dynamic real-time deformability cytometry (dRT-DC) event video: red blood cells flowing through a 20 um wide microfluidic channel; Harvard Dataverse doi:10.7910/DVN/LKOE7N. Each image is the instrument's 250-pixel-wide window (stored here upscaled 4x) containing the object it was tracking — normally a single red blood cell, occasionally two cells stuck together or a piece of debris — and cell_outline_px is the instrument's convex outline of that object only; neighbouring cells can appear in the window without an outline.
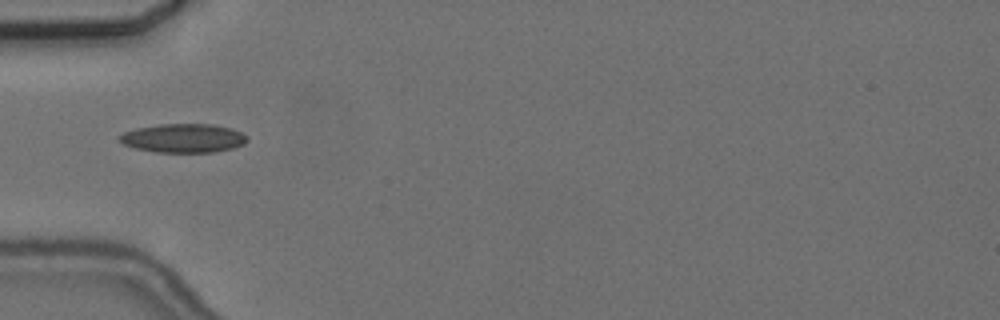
{"species": "common noctule bat (a hibernating species)", "species_latin": "Nyctalus noctula", "temperature_condition": "cold", "stored_images_in_passage": 3, "camera_frame_rate_fps": 3000, "um_per_image_px": 0.085, "animal": {"sex": "female", "body_mass_g": 24.6, "forearm_length_mm": 56.2}, "frame": {"image": 1, "passage_image": 1, "time_ms": 0.0, "image_size_px": [1000, 320], "cell_outline_px": [[248, 140], [244, 144], [232, 148], [212, 152], [156, 152], [136, 148], [124, 144], [116, 136], [124, 132], [136, 128], [160, 124], [212, 124], [232, 128], [248, 136]], "centroid_in_image_um": [15.59, 11.73], "position_along_channel_um": 69.4, "area_um2": 21.44}}
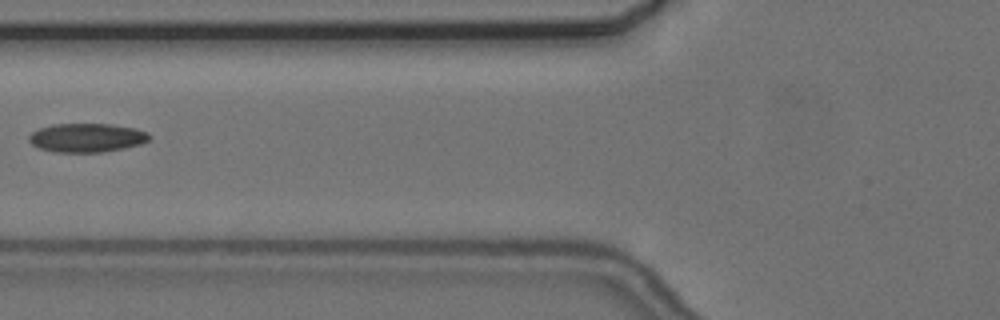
{"frame": {"image": 2, "passage_image": 2, "time_ms": 1.333, "image_size_px": [1000, 320], "cell_outline_px": [[152, 136], [148, 140], [140, 144], [124, 148], [100, 152], [56, 152], [40, 148], [32, 144], [28, 140], [28, 136], [32, 132], [40, 128], [52, 124], [108, 124], [132, 128], [148, 132]], "centroid_in_image_um": [7.36, 11.7], "position_along_channel_um": 118.4, "area_um2": 20.06}}
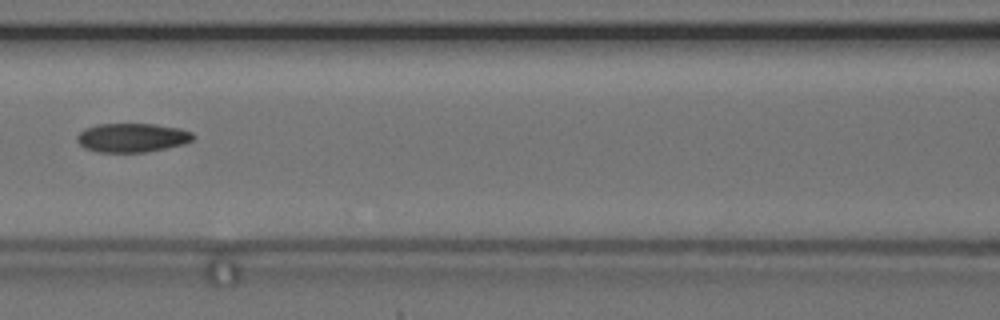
{"frame": {"image": 3, "passage_image": 3, "time_ms": 2.333, "image_size_px": [1000, 320], "cell_outline_px": [[196, 136], [192, 140], [184, 144], [144, 152], [96, 152], [84, 148], [76, 140], [76, 136], [84, 128], [96, 124], [156, 124], [180, 128], [192, 132]], "centroid_in_image_um": [11.21, 11.69], "position_along_channel_um": 155.4, "area_um2": 19.71}}